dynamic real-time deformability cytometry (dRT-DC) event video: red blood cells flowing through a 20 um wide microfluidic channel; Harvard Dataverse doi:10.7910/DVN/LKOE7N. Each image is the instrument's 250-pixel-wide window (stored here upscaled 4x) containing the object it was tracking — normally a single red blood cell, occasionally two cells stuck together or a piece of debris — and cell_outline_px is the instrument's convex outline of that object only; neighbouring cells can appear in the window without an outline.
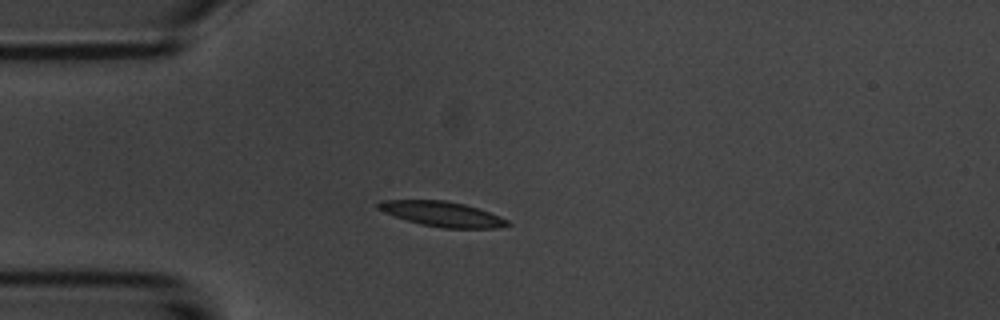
{"species": "common noctule bat (a hibernating species)", "species_latin": "Nyctalus noctula", "temperature_condition": "room temperature", "stored_images_in_passage": 4, "camera_frame_rate_fps": 3000, "um_per_image_px": 0.085, "animal": {"sex": "male", "body_mass_g": 20.1, "forearm_length_mm": 53.5}, "frame": {"image": 1, "passage_image": 4, "time_ms": 4.0, "image_size_px": [1000, 320], "cell_outline_px": [[512, 224], [500, 228], [440, 228], [420, 224], [384, 212], [376, 208], [376, 204], [380, 200], [444, 200], [464, 204], [500, 216], [508, 220]], "centroid_in_image_um": [37.59, 18.19], "position_along_channel_um": 47.4, "area_um2": 18.79}}